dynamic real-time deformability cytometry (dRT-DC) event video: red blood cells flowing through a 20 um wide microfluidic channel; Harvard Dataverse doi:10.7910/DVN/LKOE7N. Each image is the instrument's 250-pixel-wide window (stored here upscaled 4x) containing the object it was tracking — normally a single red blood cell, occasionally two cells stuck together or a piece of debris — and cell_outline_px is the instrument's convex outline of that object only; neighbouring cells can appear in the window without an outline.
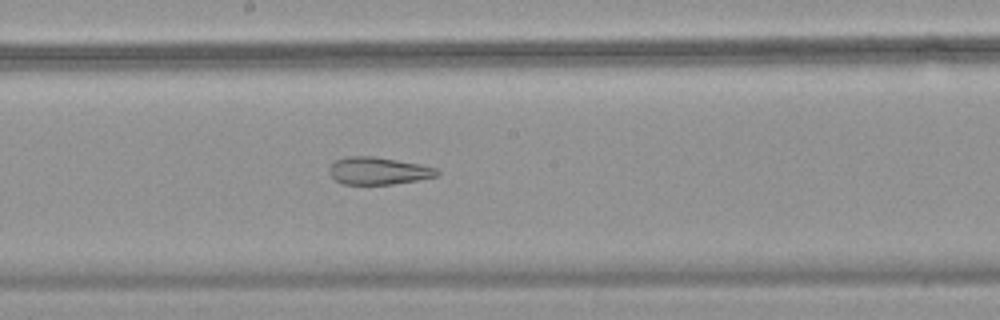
{"species": "common noctule bat (a hibernating species)", "species_latin": "Nyctalus noctula", "temperature_condition": "warm", "stored_images_in_passage": 54, "camera_frame_rate_fps": 3000, "um_per_image_px": 0.085, "animal": {"sex": "female", "body_mass_g": 18.4}, "frame": {"image": 1, "passage_image": 30, "time_ms": 9.667, "image_size_px": [1000, 320], "cell_outline_px": [[440, 172], [436, 176], [416, 180], [392, 184], [344, 184], [336, 180], [328, 172], [328, 168], [336, 160], [344, 156], [376, 156], [420, 164], [436, 168]], "centroid_in_image_um": [32.13, 14.51], "position_along_channel_um": 216.1, "area_um2": 17.17}}
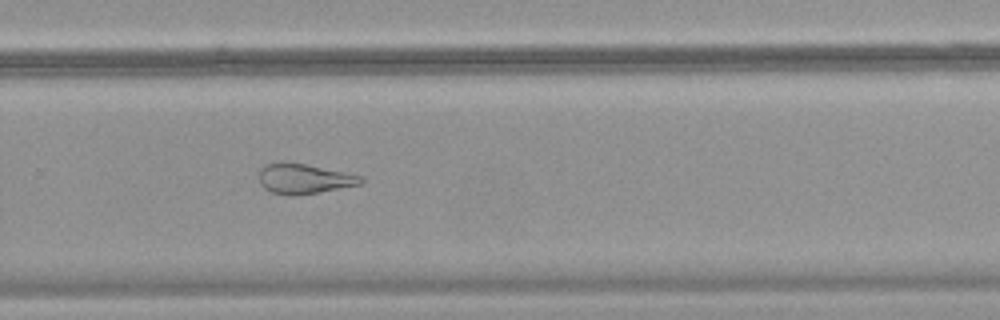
{"frame": {"image": 2, "passage_image": 37, "time_ms": 12.0, "image_size_px": [1000, 320], "cell_outline_px": [[364, 180], [360, 184], [320, 192], [296, 196], [288, 196], [272, 192], [264, 188], [260, 184], [256, 176], [260, 168], [264, 164], [280, 160], [304, 164], [364, 176]], "centroid_in_image_um": [25.76, 15.18], "position_along_channel_um": 304.0, "area_um2": 18.26}}
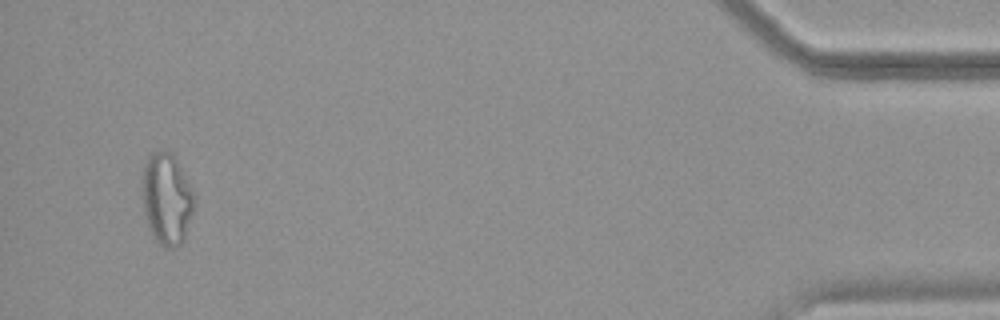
{"frame": {"image": 3, "passage_image": 52, "time_ms": 17.0, "image_size_px": [1000, 320], "cell_outline_px": [[196, 204], [184, 240], [180, 244], [172, 248], [164, 248], [152, 236], [144, 216], [140, 180], [144, 164], [148, 156], [152, 152], [160, 148], [168, 148], [172, 152], [196, 196]], "centroid_in_image_um": [14.15, 16.86], "position_along_channel_um": 421.0, "area_um2": 28.78}, "authors_computed_cell_mechanics": {"area_um2": 24.854, "velocity_mm_per_s": 3.7843, "shape_relaxation_time_tau1_ms": null, "shape_relaxation_time_tau2_ms": 3.2889, "deformation_change_tau1": null, "deformation_change_tau2": 0.1404}}